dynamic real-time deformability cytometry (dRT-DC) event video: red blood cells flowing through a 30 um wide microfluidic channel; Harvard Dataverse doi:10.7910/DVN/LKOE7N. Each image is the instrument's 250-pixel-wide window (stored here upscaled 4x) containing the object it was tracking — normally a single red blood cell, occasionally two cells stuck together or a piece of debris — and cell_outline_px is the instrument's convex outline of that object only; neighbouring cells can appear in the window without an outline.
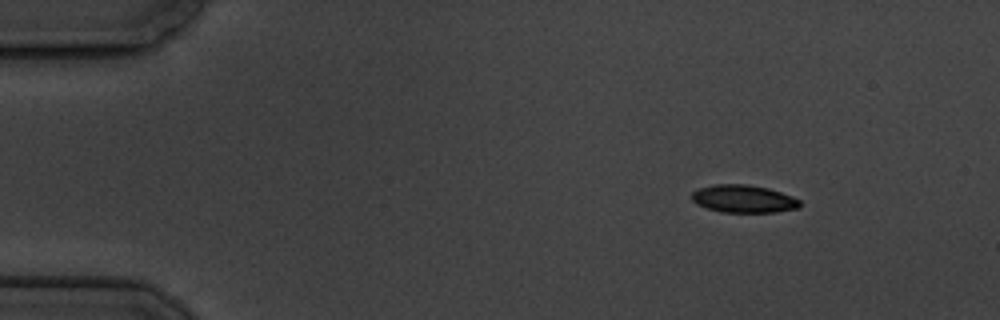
{"species": "common noctule bat (a hibernating species)", "species_latin": "Nyctalus noctula", "temperature_condition": "cold", "stored_images_in_passage": 3, "camera_frame_rate_fps": 3000, "um_per_image_px": 0.085, "animal": {"sex": "male", "body_mass_g": 19.5, "forearm_length_mm": 54.6}, "frame": {"image": 1, "passage_image": 1, "time_ms": 0.0, "image_size_px": [1000, 320], "cell_outline_px": [[800, 208], [776, 212], [720, 212], [696, 204], [692, 200], [692, 192], [700, 188], [712, 184], [748, 184], [768, 188], [792, 196], [800, 200]], "centroid_in_image_um": [63.21, 16.9], "position_along_channel_um": 21.8, "area_um2": 17.51}}